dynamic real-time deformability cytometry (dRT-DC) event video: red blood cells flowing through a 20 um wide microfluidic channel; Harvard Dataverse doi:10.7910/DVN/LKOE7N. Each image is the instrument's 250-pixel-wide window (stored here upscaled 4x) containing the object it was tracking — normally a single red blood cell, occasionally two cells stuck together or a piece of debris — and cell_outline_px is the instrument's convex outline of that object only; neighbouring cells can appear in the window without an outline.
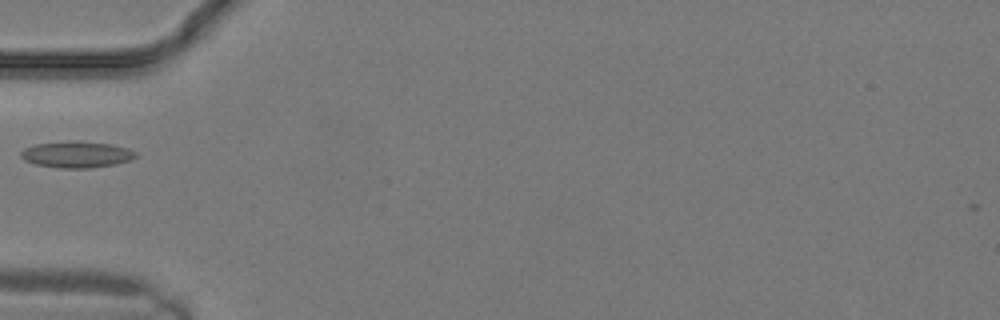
{"species": "common noctule bat (a hibernating species)", "species_latin": "Nyctalus noctula", "temperature_condition": "warm", "stored_images_in_passage": 17, "camera_frame_rate_fps": 3000, "um_per_image_px": 0.085, "animal": {"sex": "male", "body_mass_g": 19.2, "forearm_length_mm": 51.8}, "frame": {"image": 1, "passage_image": 10, "time_ms": 3.0, "image_size_px": [1000, 320], "cell_outline_px": [[136, 156], [132, 160], [116, 164], [88, 168], [56, 168], [36, 164], [24, 160], [20, 156], [20, 152], [24, 148], [36, 144], [72, 140], [80, 140], [112, 144], [128, 148], [136, 152]], "centroid_in_image_um": [6.52, 13.12], "position_along_channel_um": 78.5, "area_um2": 17.92}}
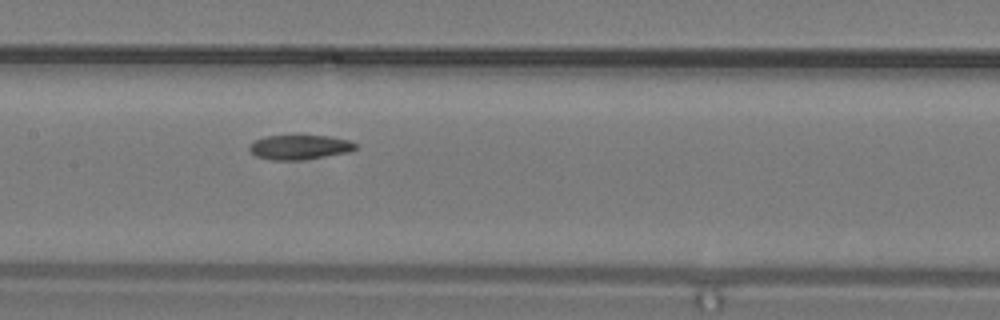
{"frame": {"image": 2, "passage_image": 14, "time_ms": 4.333, "image_size_px": [1000, 320], "cell_outline_px": [[356, 148], [348, 152], [300, 160], [272, 160], [256, 156], [248, 148], [256, 140], [264, 136], [292, 132], [300, 132], [332, 136], [348, 140], [356, 144]], "centroid_in_image_um": [25.45, 12.43], "position_along_channel_um": 182.0, "area_um2": 16.01}}
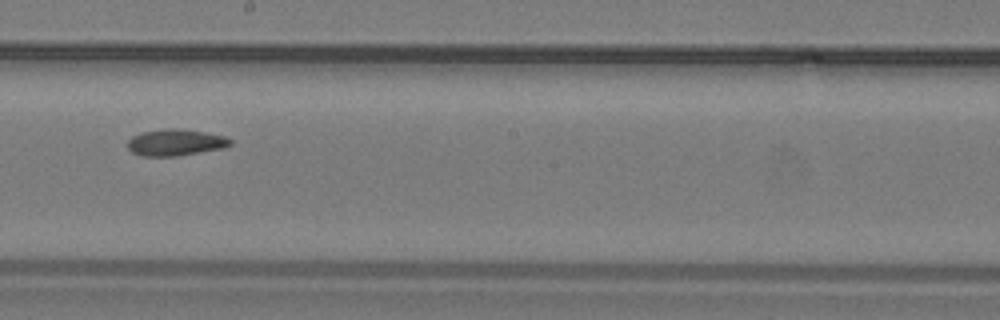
{"frame": {"image": 3, "passage_image": 16, "time_ms": 5.0, "image_size_px": [1000, 320], "cell_outline_px": [[232, 144], [224, 148], [176, 156], [140, 156], [132, 152], [128, 148], [128, 140], [132, 136], [140, 132], [164, 128], [180, 128], [204, 132], [224, 136], [232, 140]], "centroid_in_image_um": [14.9, 12.1], "position_along_channel_um": 233.3, "area_um2": 16.01}}